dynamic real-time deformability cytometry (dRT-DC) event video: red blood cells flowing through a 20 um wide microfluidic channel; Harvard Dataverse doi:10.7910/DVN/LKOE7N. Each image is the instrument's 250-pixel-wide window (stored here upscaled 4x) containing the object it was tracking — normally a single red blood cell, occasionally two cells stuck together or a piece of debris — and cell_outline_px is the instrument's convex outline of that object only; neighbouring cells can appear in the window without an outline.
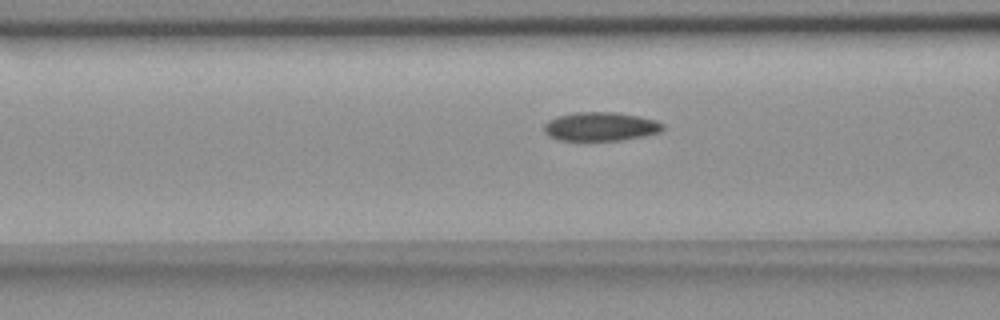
{"species": "common noctule bat (a hibernating species)", "species_latin": "Nyctalus noctula", "temperature_condition": "room temperature", "stored_images_in_passage": 36, "camera_frame_rate_fps": 3000, "um_per_image_px": 0.085, "animal": {"sex": "female", "body_mass_g": 18.4}, "frame": {"image": 1, "passage_image": 14, "time_ms": 4.333, "image_size_px": [1000, 320], "cell_outline_px": [[664, 128], [660, 132], [644, 136], [620, 140], [560, 140], [548, 136], [544, 132], [544, 124], [548, 120], [556, 116], [576, 112], [616, 112], [640, 116], [656, 120], [664, 124]], "centroid_in_image_um": [51.05, 10.75], "position_along_channel_um": 115.6, "area_um2": 20.06}}
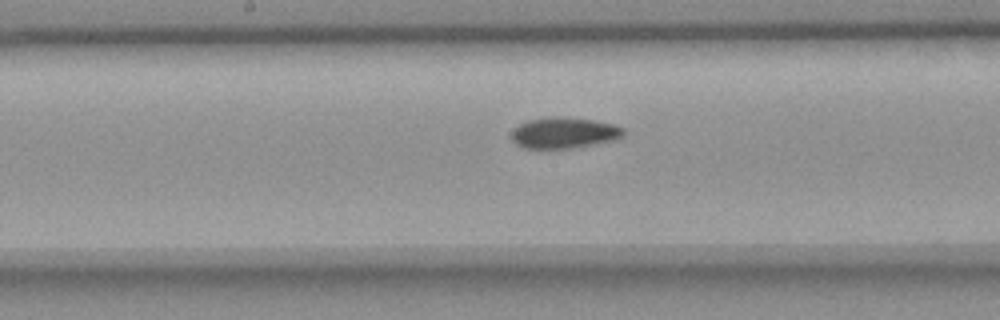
{"frame": {"image": 2, "passage_image": 21, "time_ms": 6.667, "image_size_px": [1000, 320], "cell_outline_px": [[624, 136], [612, 140], [572, 148], [524, 148], [516, 144], [512, 140], [512, 128], [528, 120], [556, 116], [560, 116], [592, 120], [612, 124], [624, 128]], "centroid_in_image_um": [47.91, 11.28], "position_along_channel_um": 200.3, "area_um2": 20.06}}
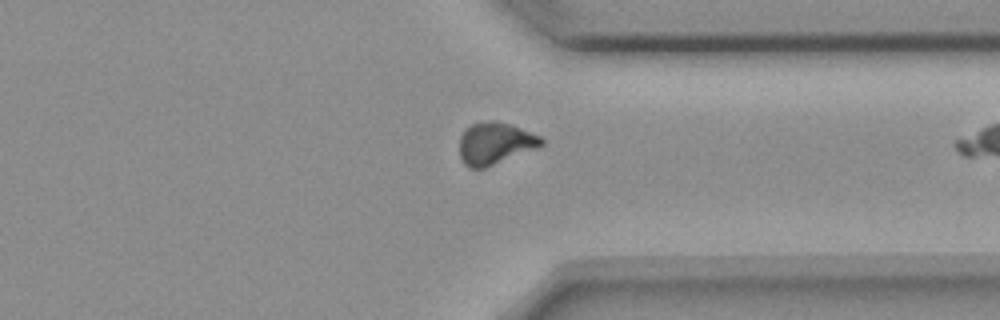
{"frame": {"image": 3, "passage_image": 35, "time_ms": 11.333, "image_size_px": [1000, 320], "cell_outline_px": [[544, 144], [536, 148], [484, 168], [468, 168], [464, 164], [460, 156], [460, 136], [464, 128], [472, 124], [488, 120], [492, 120], [508, 124], [540, 136], [544, 140]], "centroid_in_image_um": [42.04, 12.18], "position_along_channel_um": 369.4, "area_um2": 19.83}}